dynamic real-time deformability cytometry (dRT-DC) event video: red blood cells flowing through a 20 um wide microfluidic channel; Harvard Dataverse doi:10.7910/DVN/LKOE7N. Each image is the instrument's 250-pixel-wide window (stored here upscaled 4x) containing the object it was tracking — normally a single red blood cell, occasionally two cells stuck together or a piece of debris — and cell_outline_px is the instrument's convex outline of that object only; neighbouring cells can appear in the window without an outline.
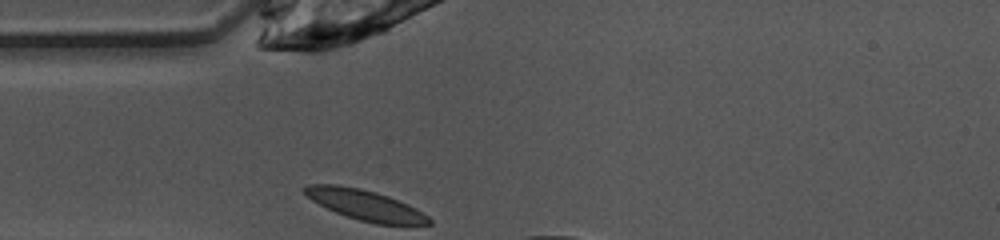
{"species": "common noctule bat (a hibernating species)", "species_latin": "Nyctalus noctula", "temperature_condition": "warm", "stored_images_in_passage": 4, "camera_frame_rate_fps": 3000, "um_per_image_px": 0.085, "animal": {"sex": "female", "body_mass_g": 10.0, "forearm_length_mm": 53.1}, "frame": {"image": 1, "passage_image": 1, "time_ms": 0.0, "image_size_px": [1000, 240], "cell_outline_px": [[432, 224], [376, 224], [360, 220], [336, 212], [312, 200], [300, 188], [304, 184], [336, 184], [360, 188], [376, 192], [388, 196], [408, 204], [416, 208], [428, 216], [432, 220]], "centroid_in_image_um": [31.03, 17.4], "position_along_channel_um": 54.0, "area_um2": 21.85}}